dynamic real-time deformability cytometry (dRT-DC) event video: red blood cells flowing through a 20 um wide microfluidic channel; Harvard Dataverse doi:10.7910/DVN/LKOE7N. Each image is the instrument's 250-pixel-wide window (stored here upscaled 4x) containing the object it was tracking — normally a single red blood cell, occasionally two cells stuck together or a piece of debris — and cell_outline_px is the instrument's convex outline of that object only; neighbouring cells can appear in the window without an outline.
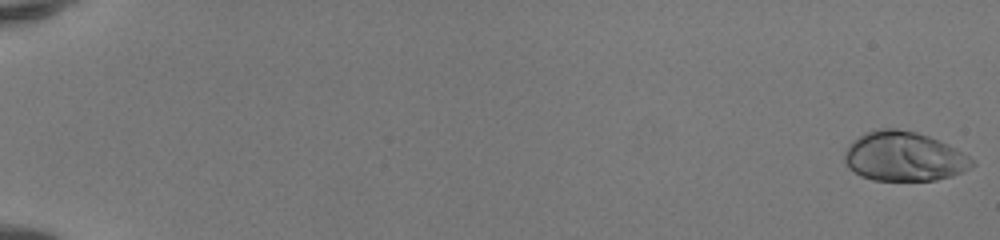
{"species": "human", "species_latin": "Homo sapiens", "temperature_condition": "room temperature", "stored_images_in_passage": 51, "camera_frame_rate_fps": 3000, "um_per_image_px": 0.085, "donor": {"sex": "female"}, "frame": {"image": 1, "passage_image": 1, "time_ms": 0.0, "image_size_px": [1000, 240], "cell_outline_px": [[976, 164], [964, 172], [952, 176], [936, 180], [872, 180], [860, 176], [848, 168], [844, 160], [844, 152], [848, 144], [852, 140], [864, 132], [880, 128], [896, 128], [916, 132], [928, 136], [956, 148], [968, 156]], "centroid_in_image_um": [76.8, 13.3], "position_along_channel_um": 8.2, "area_um2": 36.99}}
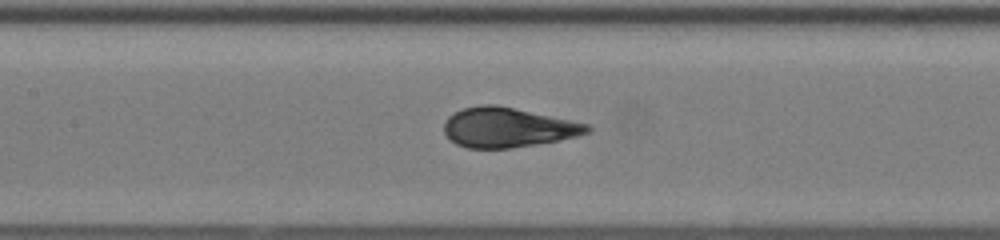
{"frame": {"image": 2, "passage_image": 27, "time_ms": 8.667, "image_size_px": [1000, 240], "cell_outline_px": [[592, 128], [588, 132], [576, 136], [536, 144], [512, 148], [468, 148], [456, 144], [444, 132], [444, 124], [448, 116], [464, 108], [480, 104], [496, 104], [588, 124]], "centroid_in_image_um": [43.12, 10.83], "position_along_channel_um": 164.3, "area_um2": 32.71}}
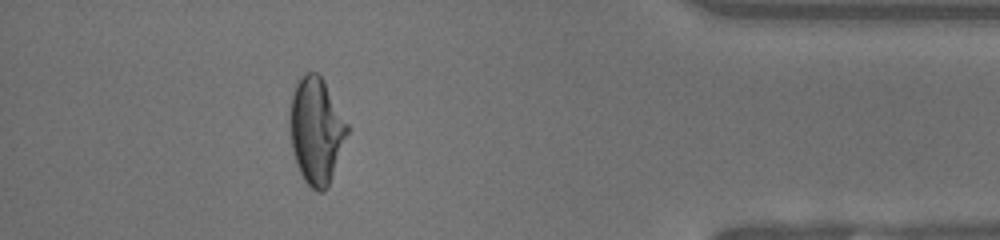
{"frame": {"image": 3, "passage_image": 47, "time_ms": 15.333, "image_size_px": [1000, 240], "cell_outline_px": [[352, 128], [328, 188], [324, 192], [316, 192], [304, 180], [296, 164], [292, 152], [288, 120], [288, 112], [296, 80], [308, 72], [316, 72], [324, 80]], "centroid_in_image_um": [26.91, 11.11], "position_along_channel_um": 408.3, "area_um2": 36.82}, "authors_computed_cell_mechanics": {"area_um2": 34.2754, "velocity_mm_per_s": 4.1778, "shape_relaxation_time_tau1_ms": 7.2948, "shape_relaxation_time_tau2_ms": null, "deformation_change_tau1": 0.2948, "deformation_change_tau2": null}}